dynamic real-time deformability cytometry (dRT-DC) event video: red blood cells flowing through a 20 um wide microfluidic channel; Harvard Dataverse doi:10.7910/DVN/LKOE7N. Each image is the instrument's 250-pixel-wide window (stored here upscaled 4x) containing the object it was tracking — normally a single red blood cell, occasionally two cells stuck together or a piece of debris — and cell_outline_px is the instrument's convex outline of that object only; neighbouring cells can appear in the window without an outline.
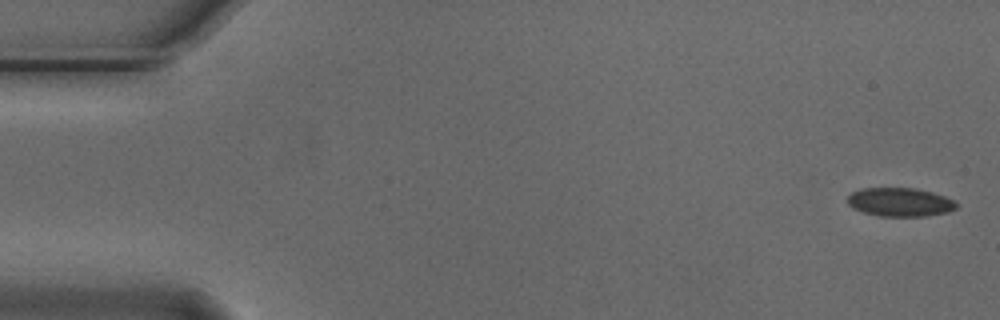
{"species": "Egyptian fruit bat (a non-hibernating species)", "species_latin": "Rousettus aegyptiacus", "temperature_condition": "cold", "stored_images_in_passage": 3, "camera_frame_rate_fps": 3000, "um_per_image_px": 0.085, "animal": {"sex": "male"}, "frame": {"image": 1, "passage_image": 1, "time_ms": 0.0, "image_size_px": [1000, 320], "cell_outline_px": [[956, 208], [948, 212], [924, 216], [880, 216], [864, 212], [852, 208], [848, 204], [848, 196], [852, 192], [860, 188], [916, 188], [932, 192], [944, 196], [952, 200], [956, 204]], "centroid_in_image_um": [76.47, 17.17], "position_along_channel_um": 8.5, "area_um2": 18.09}}